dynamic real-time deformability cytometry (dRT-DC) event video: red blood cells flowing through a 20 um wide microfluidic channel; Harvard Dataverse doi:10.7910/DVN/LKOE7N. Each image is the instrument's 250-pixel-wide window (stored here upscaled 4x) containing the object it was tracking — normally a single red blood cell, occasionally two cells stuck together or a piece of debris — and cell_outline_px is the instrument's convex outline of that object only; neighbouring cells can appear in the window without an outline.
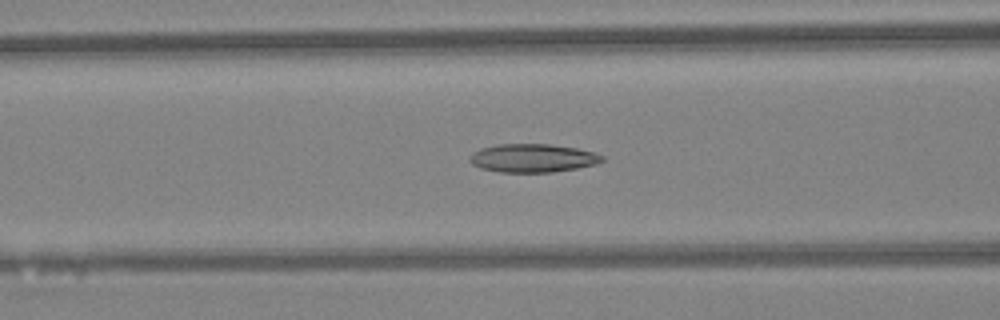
{"species": "Egyptian fruit bat (a non-hibernating species)", "species_latin": "Rousettus aegyptiacus", "temperature_condition": "warm", "stored_images_in_passage": 42, "camera_frame_rate_fps": 3000, "um_per_image_px": 0.085, "animal": {"sex": "female"}, "frame": {"image": 1, "passage_image": 14, "time_ms": 4.333, "image_size_px": [1000, 320], "cell_outline_px": [[604, 160], [596, 164], [576, 168], [552, 172], [500, 172], [480, 168], [472, 164], [468, 160], [472, 152], [480, 148], [500, 144], [548, 144], [576, 148], [592, 152], [604, 156]], "centroid_in_image_um": [45.25, 13.44], "position_along_channel_um": 121.4, "area_um2": 21.85}}
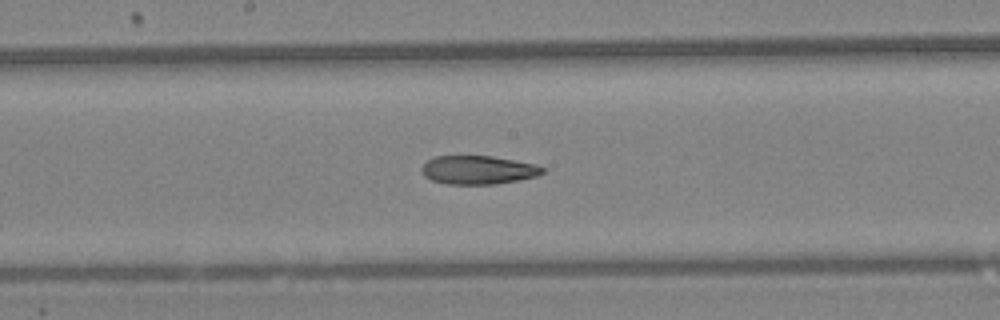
{"frame": {"image": 2, "passage_image": 20, "time_ms": 6.333, "image_size_px": [1000, 320], "cell_outline_px": [[548, 168], [544, 172], [536, 176], [520, 180], [496, 184], [444, 184], [432, 180], [424, 176], [420, 168], [428, 160], [436, 156], [492, 156], [536, 164]], "centroid_in_image_um": [40.67, 14.45], "position_along_channel_um": 207.5, "area_um2": 20.29}}
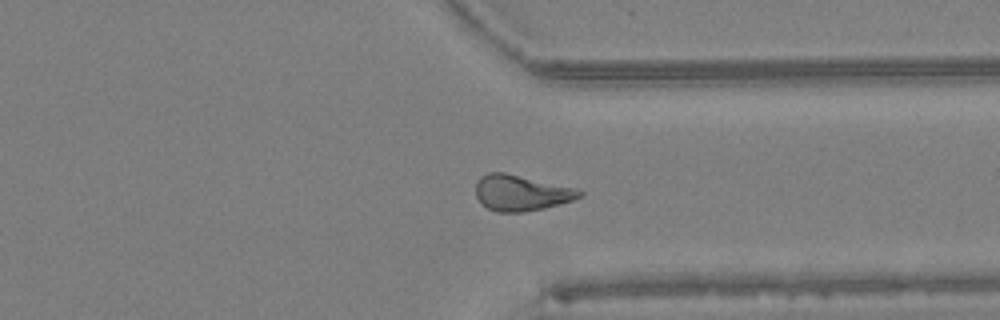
{"frame": {"image": 3, "passage_image": 31, "time_ms": 10.0, "image_size_px": [1000, 320], "cell_outline_px": [[584, 192], [580, 196], [572, 200], [544, 208], [520, 212], [496, 212], [488, 208], [476, 196], [476, 184], [480, 176], [488, 172], [504, 172], [572, 188]], "centroid_in_image_um": [44.24, 16.39], "position_along_channel_um": 367.2, "area_um2": 21.1}, "authors_computed_cell_mechanics": {"area_um2": 21.4727, "velocity_mm_per_s": 4.3408, "shape_relaxation_time_tau1_ms": null, "shape_relaxation_time_tau2_ms": 9.4602, "deformation_change_tau1": null, "deformation_change_tau2": 0.2214}}